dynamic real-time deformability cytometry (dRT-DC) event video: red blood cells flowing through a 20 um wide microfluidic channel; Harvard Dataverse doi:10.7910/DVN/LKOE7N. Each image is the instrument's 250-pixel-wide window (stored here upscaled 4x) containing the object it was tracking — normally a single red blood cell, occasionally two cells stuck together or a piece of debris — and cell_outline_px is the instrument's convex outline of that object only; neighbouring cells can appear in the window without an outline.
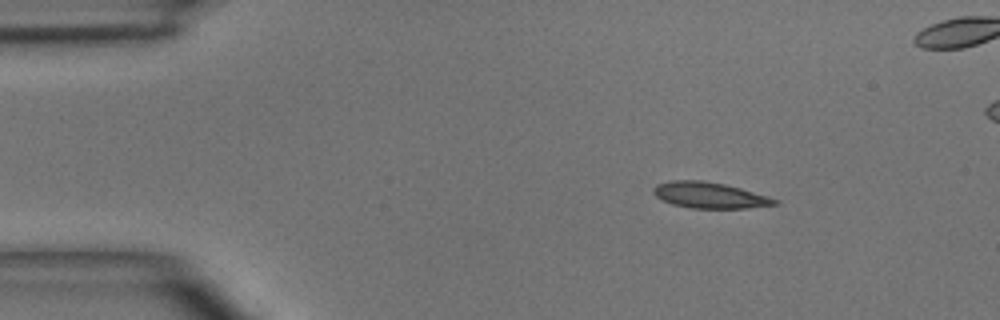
{"species": "common noctule bat (a hibernating species)", "species_latin": "Nyctalus noctula", "temperature_condition": "room temperature", "stored_images_in_passage": 3, "camera_frame_rate_fps": 3000, "um_per_image_px": 0.085, "animal": {"sex": "male", "body_mass_g": 15.6}, "frame": {"image": 1, "passage_image": 1, "time_ms": 0.0, "image_size_px": [1000, 320], "cell_outline_px": [[780, 204], [744, 208], [692, 208], [672, 204], [656, 196], [652, 192], [652, 188], [656, 184], [668, 180], [700, 180], [724, 184], [740, 188], [768, 196], [780, 200]], "centroid_in_image_um": [60.31, 16.59], "position_along_channel_um": 24.7, "area_um2": 18.38}}